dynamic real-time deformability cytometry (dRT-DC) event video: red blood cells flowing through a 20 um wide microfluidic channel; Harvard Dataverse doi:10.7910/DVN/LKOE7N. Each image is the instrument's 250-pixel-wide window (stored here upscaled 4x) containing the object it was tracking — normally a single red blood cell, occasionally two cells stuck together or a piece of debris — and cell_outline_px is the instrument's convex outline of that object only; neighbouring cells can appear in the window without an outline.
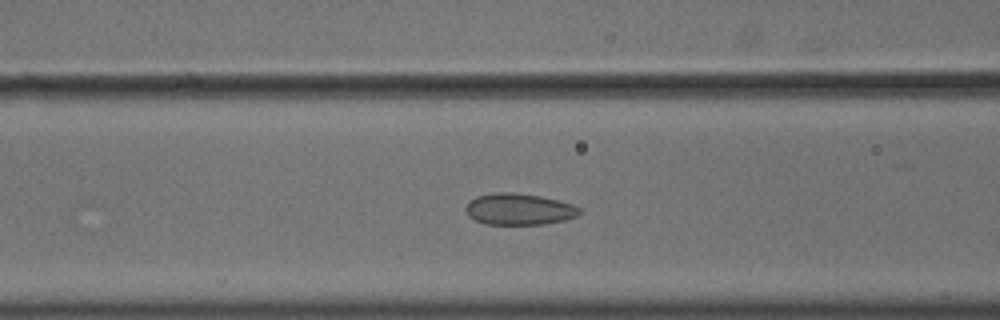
{"species": "common noctule bat (a hibernating species)", "species_latin": "Nyctalus noctula", "temperature_condition": "cold", "stored_images_in_passage": 52, "camera_frame_rate_fps": 3000, "um_per_image_px": 0.085, "animal": {"sex": "male", "body_mass_g": 18.8}, "frame": {"image": 1, "passage_image": 19, "time_ms": 6.0, "image_size_px": [1000, 320], "cell_outline_px": [[580, 212], [576, 216], [564, 220], [544, 224], [484, 224], [468, 216], [464, 208], [476, 196], [496, 192], [512, 192], [540, 196], [572, 204], [580, 208]], "centroid_in_image_um": [44.09, 17.78], "position_along_channel_um": 122.5, "area_um2": 20.69}}
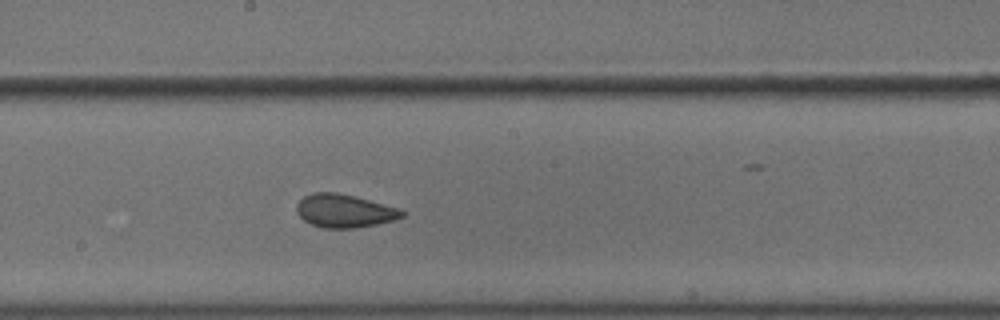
{"frame": {"image": 2, "passage_image": 27, "time_ms": 8.667, "image_size_px": [1000, 320], "cell_outline_px": [[404, 216], [396, 220], [356, 228], [324, 228], [312, 224], [304, 220], [296, 212], [296, 204], [304, 196], [312, 192], [336, 192], [356, 196], [400, 208], [404, 212]], "centroid_in_image_um": [29.28, 17.91], "position_along_channel_um": 218.9, "area_um2": 20.58}}
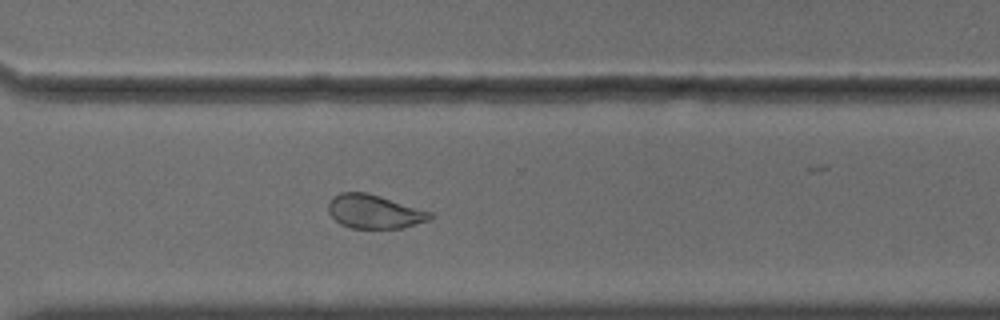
{"frame": {"image": 3, "passage_image": 37, "time_ms": 12.0, "image_size_px": [1000, 320], "cell_outline_px": [[436, 216], [432, 220], [404, 228], [352, 228], [340, 224], [328, 212], [328, 204], [332, 196], [340, 192], [368, 192], [432, 212]], "centroid_in_image_um": [31.86, 17.98], "position_along_channel_um": 338.7, "area_um2": 20.35}, "authors_computed_cell_mechanics": {"area_um2": 22.0218, "velocity_mm_per_s": 3.6041, "shape_relaxation_time_tau1_ms": 8.5648, "shape_relaxation_time_tau2_ms": 1.1381, "deformation_change_tau1": 0.1022, "deformation_change_tau2": 0.0539}}